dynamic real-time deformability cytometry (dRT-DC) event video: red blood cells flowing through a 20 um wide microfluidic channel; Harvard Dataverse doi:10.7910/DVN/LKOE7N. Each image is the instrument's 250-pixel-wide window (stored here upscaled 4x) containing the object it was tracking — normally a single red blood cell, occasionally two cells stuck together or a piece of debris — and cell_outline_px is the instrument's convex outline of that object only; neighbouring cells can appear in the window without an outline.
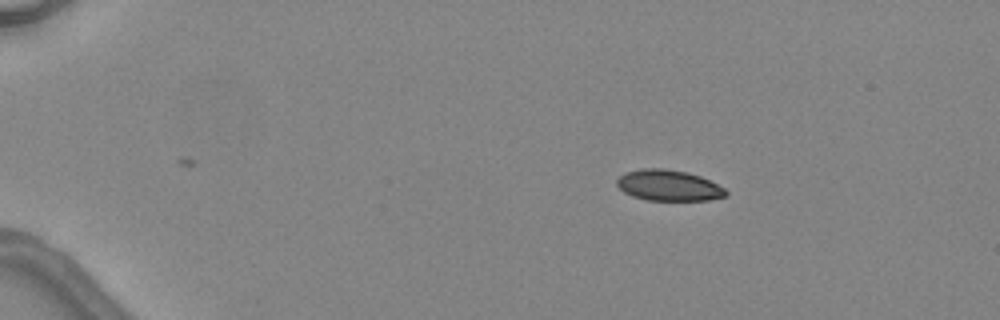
{"species": "common noctule bat (a hibernating species)", "species_latin": "Nyctalus noctula", "temperature_condition": "warm", "stored_images_in_passage": 2, "camera_frame_rate_fps": 3000, "um_per_image_px": 0.085, "animal": {"sex": "female", "body_mass_g": 24.6, "forearm_length_mm": 56.2}, "frame": {"image": 1, "passage_image": 2, "time_ms": 1.333, "image_size_px": [1000, 320], "cell_outline_px": [[728, 192], [724, 196], [708, 200], [648, 200], [632, 196], [624, 192], [616, 184], [616, 180], [624, 172], [640, 168], [664, 168], [688, 172], [700, 176], [724, 188]], "centroid_in_image_um": [56.79, 15.75], "position_along_channel_um": 28.2, "area_um2": 19.59}}